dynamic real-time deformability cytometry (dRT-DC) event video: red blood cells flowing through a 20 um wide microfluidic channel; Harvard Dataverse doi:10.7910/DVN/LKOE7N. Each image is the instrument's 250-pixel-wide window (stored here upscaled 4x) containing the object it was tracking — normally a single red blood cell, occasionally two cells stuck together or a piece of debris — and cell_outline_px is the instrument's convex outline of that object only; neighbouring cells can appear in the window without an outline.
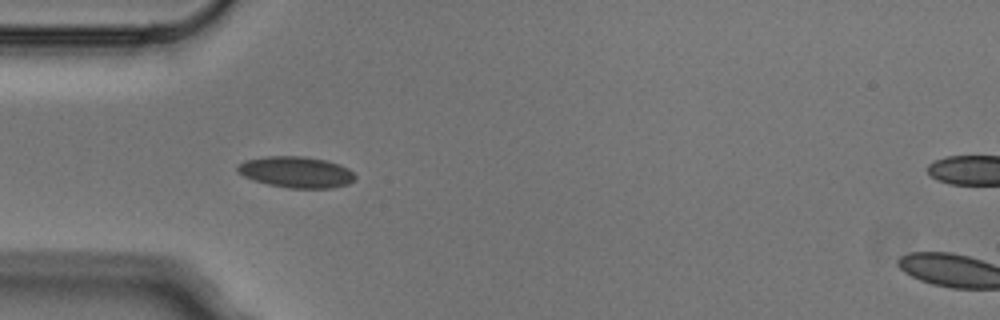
{"species": "Egyptian fruit bat (a non-hibernating species)", "species_latin": "Rousettus aegyptiacus", "temperature_condition": "cold", "stored_images_in_passage": 4, "camera_frame_rate_fps": 3000, "um_per_image_px": 0.085, "animal": {"sex": "male"}, "frame": {"image": 1, "passage_image": 3, "time_ms": 0.667, "image_size_px": [1000, 320], "cell_outline_px": [[356, 180], [348, 184], [332, 188], [288, 188], [268, 184], [244, 176], [236, 168], [244, 160], [268, 156], [304, 156], [324, 160], [340, 164], [348, 168], [356, 176]], "centroid_in_image_um": [25.22, 14.63], "position_along_channel_um": 59.8, "area_um2": 21.27}}
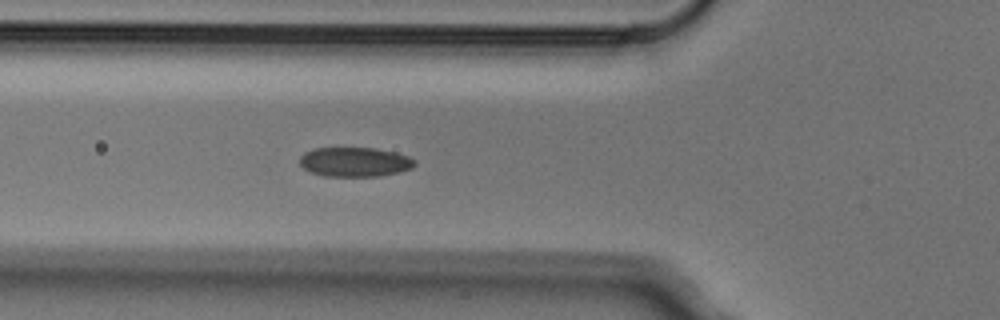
{"frame": {"image": 2, "passage_image": 4, "time_ms": 1.0, "image_size_px": [1000, 320], "cell_outline_px": [[416, 164], [412, 168], [400, 172], [380, 176], [324, 176], [312, 172], [304, 168], [300, 164], [300, 156], [304, 152], [312, 148], [376, 148], [396, 152], [408, 156], [416, 160]], "centroid_in_image_um": [30.18, 13.76], "position_along_channel_um": 95.6, "area_um2": 19.88}}